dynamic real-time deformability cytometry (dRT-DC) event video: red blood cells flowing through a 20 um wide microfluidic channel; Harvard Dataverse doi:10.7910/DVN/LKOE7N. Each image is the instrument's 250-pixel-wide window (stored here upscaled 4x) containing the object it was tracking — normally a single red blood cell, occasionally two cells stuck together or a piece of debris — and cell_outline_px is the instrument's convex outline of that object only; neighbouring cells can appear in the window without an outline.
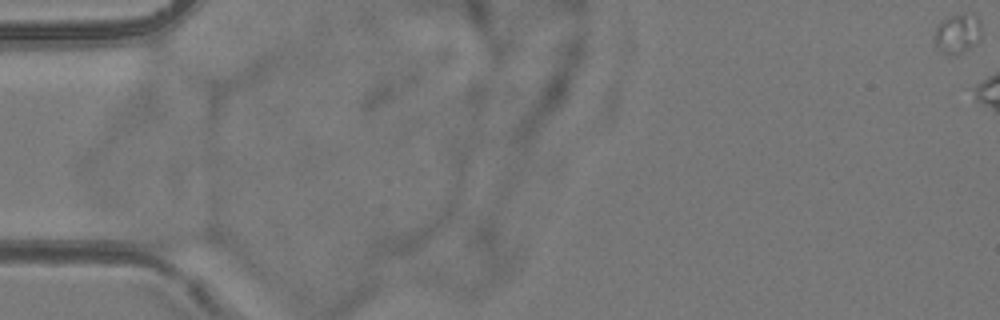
{"species": "common noctule bat (a hibernating species)", "species_latin": "Nyctalus noctula", "temperature_condition": "room temperature", "stored_images_in_passage": 8, "camera_frame_rate_fps": 3000, "um_per_image_px": 0.085, "animal": {"sex": "female", "body_mass_g": 24.6, "forearm_length_mm": 56.2}, "frame": {"image": 1, "passage_image": 1, "time_ms": 0.0, "image_size_px": [1000, 320], "cell_outline_px": [[980, 40], [956, 56], [944, 52], [936, 48], [932, 40], [936, 28], [940, 20], [944, 16], [976, 16], [980, 20]], "centroid_in_image_um": [81.32, 2.88], "position_along_channel_um": 3.7, "area_um2": 10.75}}